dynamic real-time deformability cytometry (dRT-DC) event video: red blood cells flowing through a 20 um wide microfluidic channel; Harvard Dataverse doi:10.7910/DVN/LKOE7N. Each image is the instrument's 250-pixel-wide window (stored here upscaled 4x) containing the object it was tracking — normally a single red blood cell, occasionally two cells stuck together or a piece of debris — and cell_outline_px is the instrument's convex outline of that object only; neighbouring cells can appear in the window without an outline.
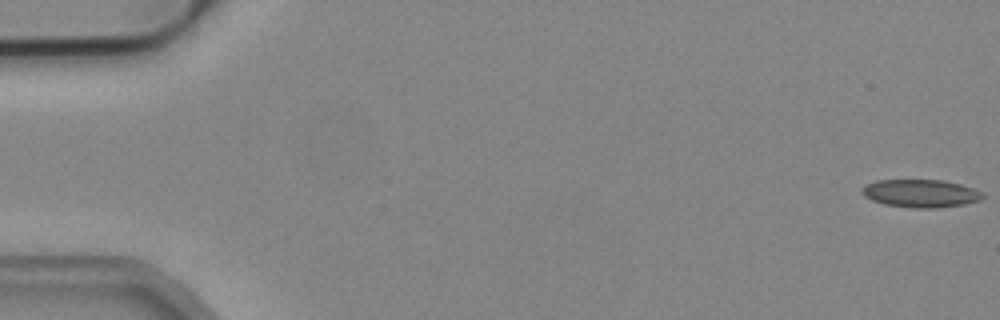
{"species": "common noctule bat (a hibernating species)", "species_latin": "Nyctalus noctula", "temperature_condition": "cold", "stored_images_in_passage": 53, "camera_frame_rate_fps": 3000, "um_per_image_px": 0.085, "animal": {"sex": "male", "body_mass_g": 19.2, "forearm_length_mm": 51.8}, "frame": {"image": 1, "passage_image": 1, "time_ms": 0.0, "image_size_px": [1000, 320], "cell_outline_px": [[984, 196], [980, 200], [964, 204], [936, 208], [912, 208], [884, 204], [872, 200], [864, 196], [860, 192], [868, 184], [876, 180], [944, 180], [960, 184], [972, 188], [980, 192]], "centroid_in_image_um": [78.24, 16.44], "position_along_channel_um": 6.8, "area_um2": 19.48}}
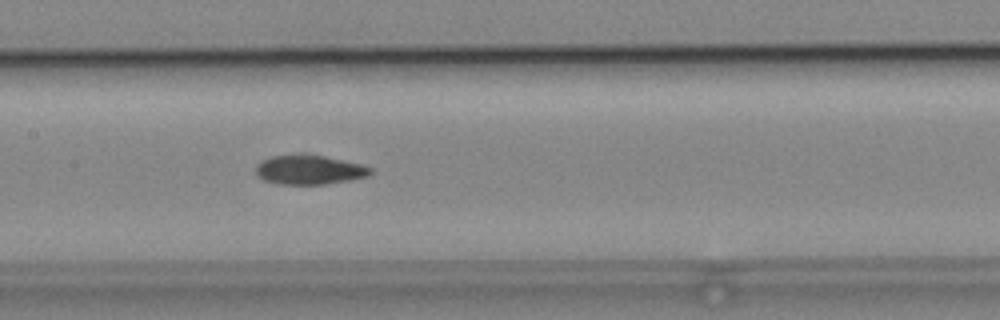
{"frame": {"image": 2, "passage_image": 26, "time_ms": 8.333, "image_size_px": [1000, 320], "cell_outline_px": [[372, 172], [368, 176], [348, 180], [324, 184], [276, 184], [264, 180], [256, 176], [256, 164], [260, 160], [272, 156], [324, 156], [360, 164], [372, 168]], "centroid_in_image_um": [26.25, 14.46], "position_along_channel_um": 181.2, "area_um2": 19.19}}
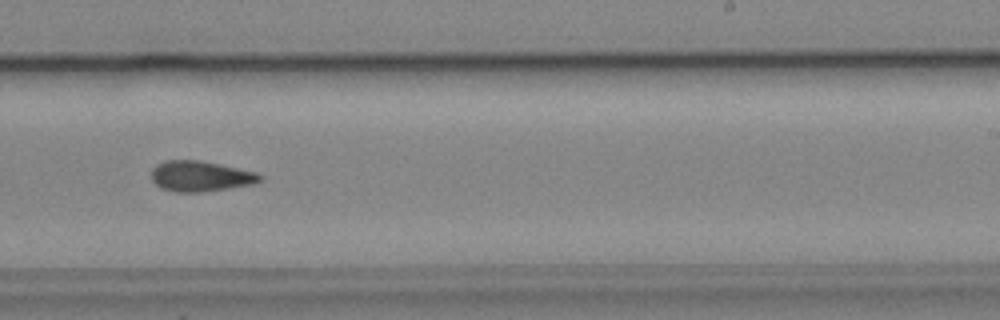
{"frame": {"image": 3, "passage_image": 33, "time_ms": 10.667, "image_size_px": [1000, 320], "cell_outline_px": [[264, 176], [260, 180], [252, 184], [228, 188], [200, 192], [172, 192], [160, 188], [152, 180], [152, 168], [156, 164], [168, 160], [200, 160], [220, 164], [256, 172]], "centroid_in_image_um": [17.01, 14.97], "position_along_channel_um": 272.0, "area_um2": 19.31}, "authors_computed_cell_mechanics": {"area_um2": 19.4208, "velocity_mm_per_s": 3.9118, "shape_relaxation_time_tau1_ms": null, "shape_relaxation_time_tau2_ms": 10.8877, "deformation_change_tau1": null, "deformation_change_tau2": 0.2005}}